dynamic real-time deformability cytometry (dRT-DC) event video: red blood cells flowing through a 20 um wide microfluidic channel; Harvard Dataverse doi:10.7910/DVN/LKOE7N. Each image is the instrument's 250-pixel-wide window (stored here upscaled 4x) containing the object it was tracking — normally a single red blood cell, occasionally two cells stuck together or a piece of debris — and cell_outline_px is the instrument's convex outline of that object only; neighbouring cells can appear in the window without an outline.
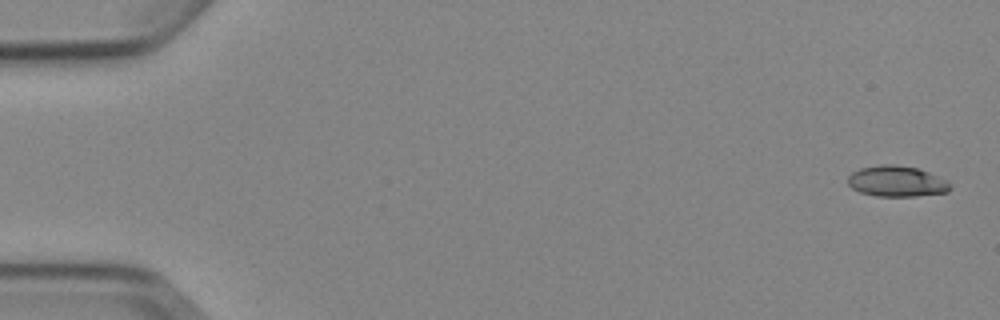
{"species": "Egyptian fruit bat (a non-hibernating species)", "species_latin": "Rousettus aegyptiacus", "temperature_condition": "cold", "stored_images_in_passage": 5, "camera_frame_rate_fps": 3000, "um_per_image_px": 0.085, "animal": {"sex": "female"}, "frame": {"image": 1, "passage_image": 1, "time_ms": 0.0, "image_size_px": [1000, 320], "cell_outline_px": [[952, 188], [948, 192], [916, 196], [876, 196], [860, 192], [852, 188], [848, 184], [848, 176], [852, 172], [860, 168], [880, 164], [892, 164], [916, 168], [928, 172], [948, 180], [952, 184]], "centroid_in_image_um": [76.24, 15.41], "position_along_channel_um": 8.8, "area_um2": 18.5}}
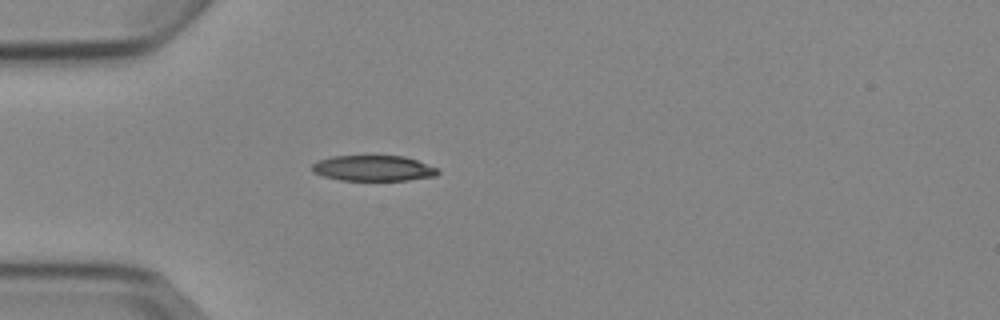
{"frame": {"image": 2, "passage_image": 5, "time_ms": 4.667, "image_size_px": [1000, 320], "cell_outline_px": [[440, 172], [436, 176], [408, 180], [340, 180], [324, 176], [312, 172], [312, 164], [320, 160], [332, 156], [404, 156], [440, 168]], "centroid_in_image_um": [31.77, 14.3], "position_along_channel_um": 53.2, "area_um2": 18.79}}